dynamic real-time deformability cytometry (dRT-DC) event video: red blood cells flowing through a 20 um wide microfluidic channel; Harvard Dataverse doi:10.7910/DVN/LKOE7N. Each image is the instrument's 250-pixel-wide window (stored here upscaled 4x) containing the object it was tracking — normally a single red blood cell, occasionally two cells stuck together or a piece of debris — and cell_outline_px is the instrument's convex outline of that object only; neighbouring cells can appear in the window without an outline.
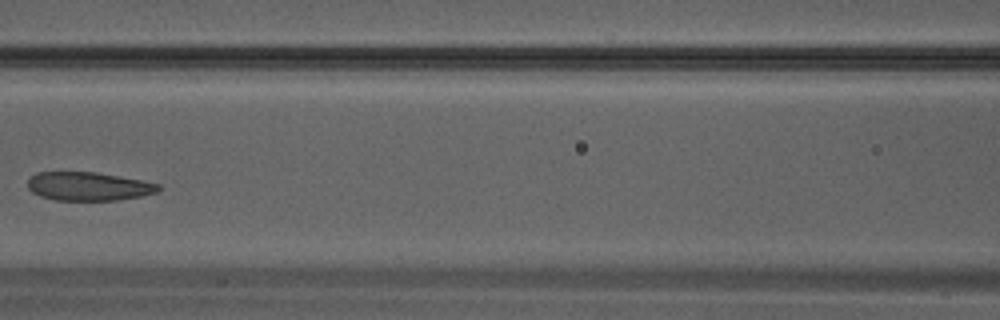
{"species": "Egyptian fruit bat (a non-hibernating species)", "species_latin": "Rousettus aegyptiacus", "temperature_condition": "warm", "stored_images_in_passage": 32, "camera_frame_rate_fps": 3000, "um_per_image_px": 0.085, "animal": {"sex": "male"}, "frame": {"image": 1, "passage_image": 13, "time_ms": 4.0, "image_size_px": [1000, 320], "cell_outline_px": [[160, 188], [156, 192], [140, 196], [116, 200], [52, 200], [40, 196], [32, 192], [28, 188], [28, 180], [36, 172], [96, 172], [140, 180], [160, 184]], "centroid_in_image_um": [7.48, 15.84], "position_along_channel_um": 159.1, "area_um2": 21.62}}
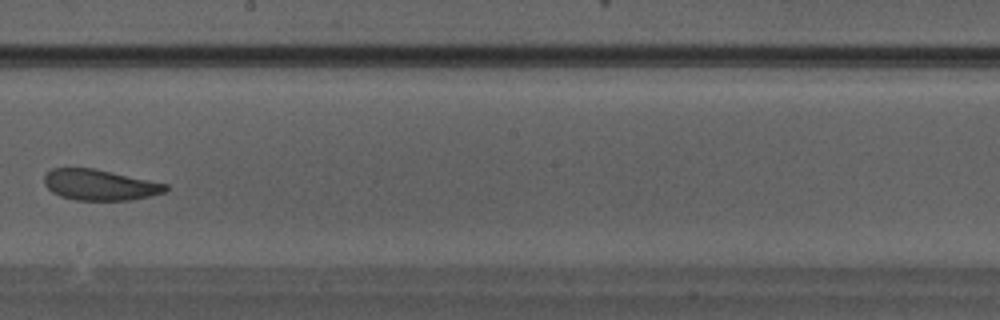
{"frame": {"image": 2, "passage_image": 17, "time_ms": 5.333, "image_size_px": [1000, 320], "cell_outline_px": [[168, 188], [164, 192], [148, 196], [128, 200], [76, 200], [60, 196], [52, 192], [44, 184], [44, 176], [52, 168], [92, 168], [168, 184]], "centroid_in_image_um": [8.45, 15.71], "position_along_channel_um": 239.8, "area_um2": 21.5}}
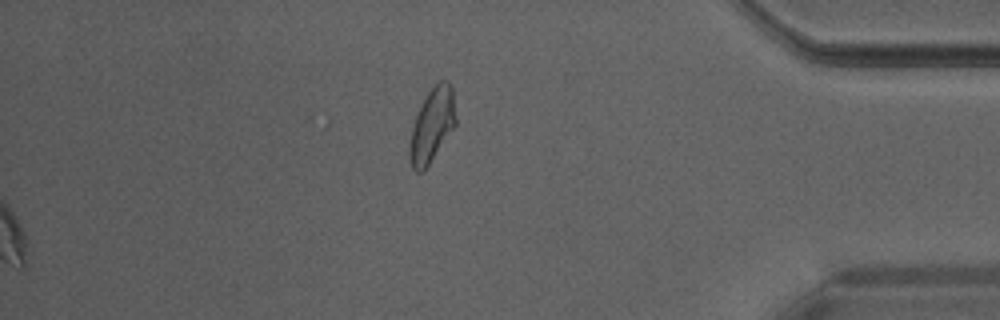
{"frame": {"image": 3, "passage_image": 32, "time_ms": 10.333, "image_size_px": [1000, 320], "cell_outline_px": [[456, 124], [428, 164], [420, 172], [416, 172], [412, 168], [408, 156], [408, 148], [412, 128], [416, 116], [428, 92], [440, 80], [448, 80], [452, 88], [456, 116]], "centroid_in_image_um": [36.72, 10.64], "position_along_channel_um": 398.5, "area_um2": 19.42}}